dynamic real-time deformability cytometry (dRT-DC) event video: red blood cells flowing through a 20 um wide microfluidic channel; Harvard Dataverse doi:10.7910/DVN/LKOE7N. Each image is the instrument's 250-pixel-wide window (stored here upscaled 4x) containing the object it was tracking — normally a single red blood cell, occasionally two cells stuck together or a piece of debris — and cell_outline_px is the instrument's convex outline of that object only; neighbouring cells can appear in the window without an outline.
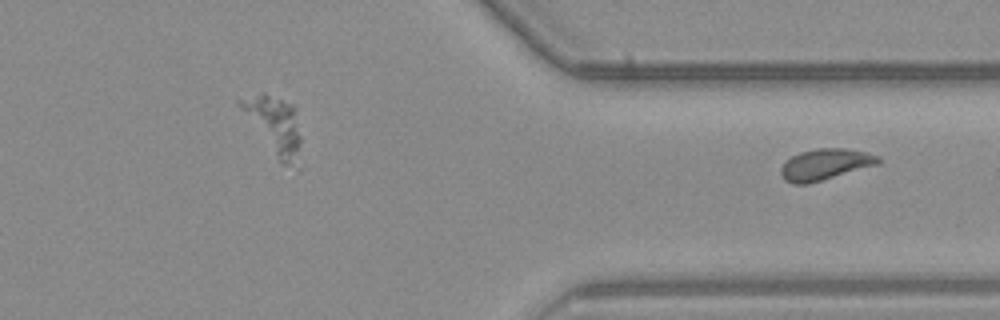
{"species": "common noctule bat (a hibernating species)", "species_latin": "Nyctalus noctula", "temperature_condition": "warm", "stored_images_in_passage": 38, "segment_of_instrument_passage": [2, 2], "camera_frame_rate_fps": 3000, "um_per_image_px": 0.085, "animal": {"sex": "male", "body_mass_g": 23.1, "forearm_length_mm": 52.7}, "frame": {"image": 1, "passage_image": 38, "time_ms": 12.333, "image_size_px": [1000, 320], "cell_outline_px": [[880, 164], [808, 184], [792, 184], [784, 180], [780, 172], [780, 168], [792, 156], [800, 152], [820, 148], [844, 148], [864, 152], [880, 156]], "centroid_in_image_um": [70.15, 13.98], "position_along_channel_um": 341.3, "area_um2": 17.63}}